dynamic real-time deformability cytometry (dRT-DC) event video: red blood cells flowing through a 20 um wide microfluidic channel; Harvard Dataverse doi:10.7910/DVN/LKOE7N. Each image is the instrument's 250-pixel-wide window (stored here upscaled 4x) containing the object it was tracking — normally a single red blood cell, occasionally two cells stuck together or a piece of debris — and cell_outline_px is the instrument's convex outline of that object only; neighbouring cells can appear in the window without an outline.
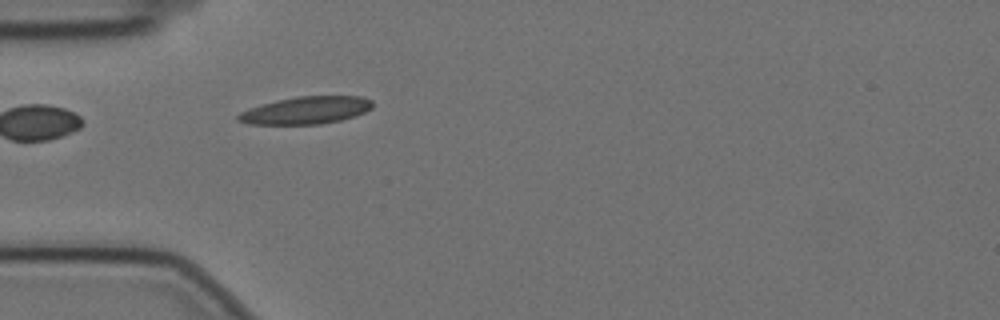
{"species": "Egyptian fruit bat (a non-hibernating species)", "species_latin": "Rousettus aegyptiacus", "temperature_condition": "cold", "stored_images_in_passage": 8, "camera_frame_rate_fps": 3000, "um_per_image_px": 0.085, "animal": {"sex": "female"}, "frame": {"image": 1, "passage_image": 1, "time_ms": 0.0, "image_size_px": [1000, 320], "cell_outline_px": [[372, 108], [356, 116], [340, 120], [320, 124], [248, 124], [236, 120], [236, 116], [240, 112], [276, 100], [296, 96], [364, 96], [372, 100]], "centroid_in_image_um": [26.03, 9.37], "position_along_channel_um": 59.0, "area_um2": 21.44}}
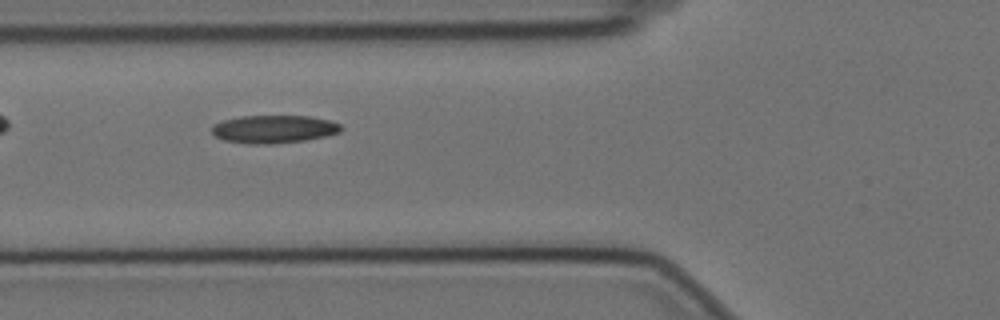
{"frame": {"image": 2, "passage_image": 5, "time_ms": 1.333, "image_size_px": [1000, 320], "cell_outline_px": [[344, 128], [340, 132], [328, 136], [304, 140], [268, 144], [252, 144], [224, 140], [216, 136], [212, 132], [212, 124], [224, 120], [240, 116], [308, 116], [328, 120], [340, 124]], "centroid_in_image_um": [23.29, 10.97], "position_along_channel_um": 102.5, "area_um2": 20.98}}
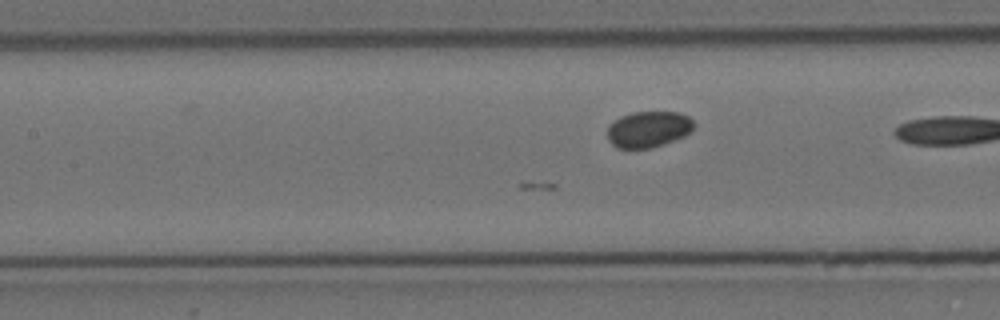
{"frame": {"image": 3, "passage_image": 7, "time_ms": 2.0, "image_size_px": [1000, 320], "cell_outline_px": [[696, 124], [684, 136], [648, 148], [616, 148], [608, 140], [608, 124], [620, 116], [632, 112], [680, 112], [688, 116]], "centroid_in_image_um": [55.08, 10.96], "position_along_channel_um": 152.3, "area_um2": 18.09}}